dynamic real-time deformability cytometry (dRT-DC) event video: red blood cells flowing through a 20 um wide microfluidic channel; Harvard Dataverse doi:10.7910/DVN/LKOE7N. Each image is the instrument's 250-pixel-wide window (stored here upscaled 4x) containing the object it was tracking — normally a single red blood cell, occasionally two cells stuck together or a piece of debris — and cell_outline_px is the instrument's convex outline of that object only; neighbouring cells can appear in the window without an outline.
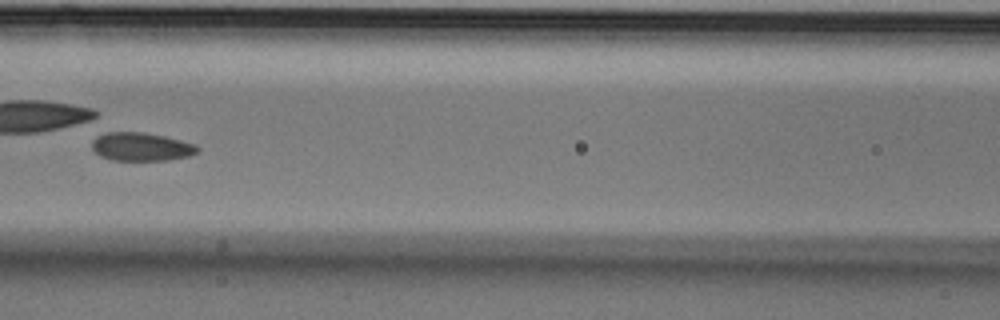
{"species": "Egyptian fruit bat (a non-hibernating species)", "species_latin": "Rousettus aegyptiacus", "temperature_condition": "cold", "stored_images_in_passage": 14, "camera_frame_rate_fps": 3000, "um_per_image_px": 0.085, "animal": {"sex": "male"}, "frame": {"image": 1, "passage_image": 7, "time_ms": 2.0, "image_size_px": [1000, 320], "cell_outline_px": [[200, 148], [196, 152], [188, 156], [168, 160], [112, 160], [100, 156], [92, 148], [92, 140], [96, 136], [108, 132], [144, 132], [164, 136], [196, 144]], "centroid_in_image_um": [11.99, 12.47], "position_along_channel_um": 154.6, "area_um2": 17.4}}
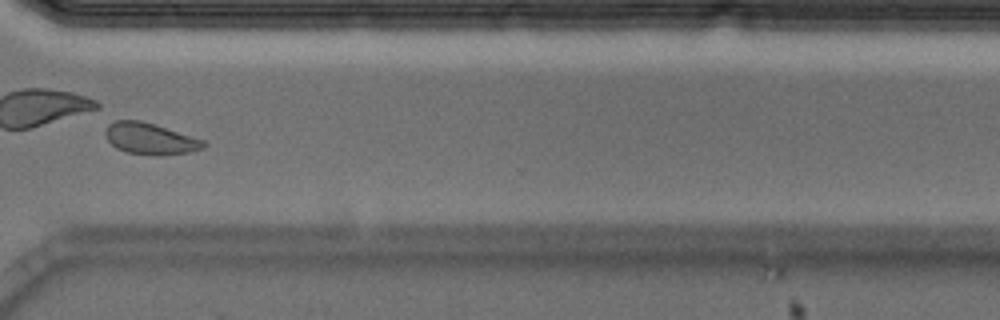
{"frame": {"image": 2, "passage_image": 12, "time_ms": 3.667, "image_size_px": [1000, 320], "cell_outline_px": [[208, 144], [204, 148], [188, 152], [160, 156], [152, 156], [128, 152], [116, 148], [104, 136], [104, 132], [108, 124], [116, 120], [140, 120], [204, 140]], "centroid_in_image_um": [12.75, 11.8], "position_along_channel_um": 357.9, "area_um2": 17.98}}